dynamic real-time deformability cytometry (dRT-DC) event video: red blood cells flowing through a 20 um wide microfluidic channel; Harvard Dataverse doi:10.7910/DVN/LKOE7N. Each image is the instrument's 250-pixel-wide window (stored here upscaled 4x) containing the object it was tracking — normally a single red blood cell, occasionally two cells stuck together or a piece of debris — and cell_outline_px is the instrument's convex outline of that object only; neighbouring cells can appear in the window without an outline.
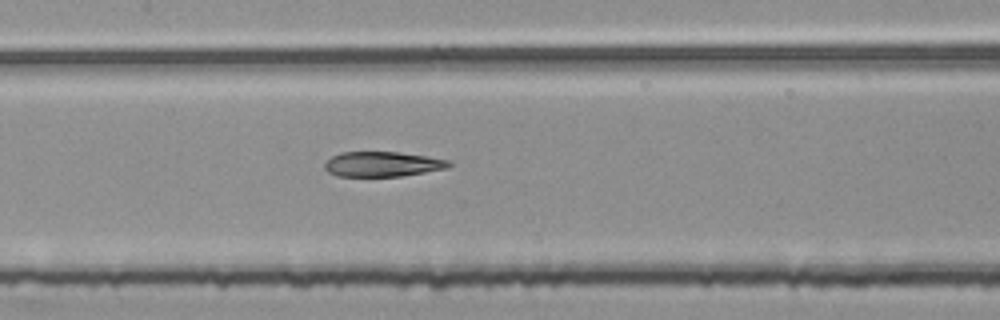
{"species": "common noctule bat (a hibernating species)", "species_latin": "Nyctalus noctula", "temperature_condition": "room temperature", "stored_images_in_passage": 51, "segment_of_instrument_passage": [2, 2], "camera_frame_rate_fps": 3000, "um_per_image_px": 0.085, "animal": {"sex": "female", "body_mass_g": 25.1}, "frame": {"image": 1, "passage_image": 26, "time_ms": 8.333, "image_size_px": [1000, 320], "cell_outline_px": [[452, 164], [448, 168], [400, 176], [336, 176], [328, 172], [324, 168], [324, 164], [332, 156], [340, 152], [396, 152], [452, 160]], "centroid_in_image_um": [32.51, 13.95], "position_along_channel_um": 174.9, "area_um2": 18.03}}
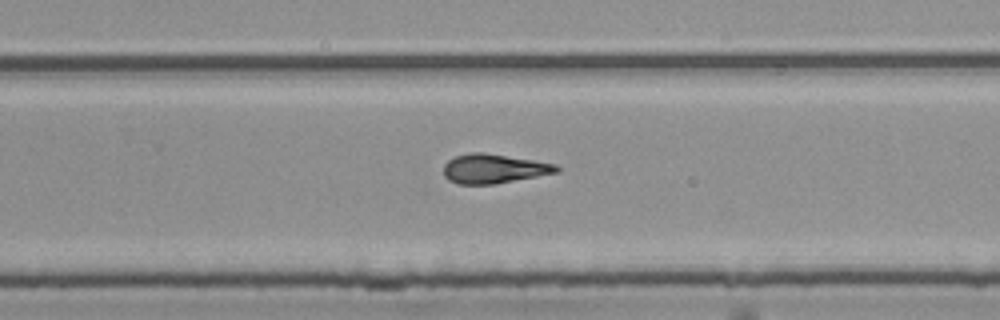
{"frame": {"image": 2, "passage_image": 35, "time_ms": 11.333, "image_size_px": [1000, 320], "cell_outline_px": [[560, 172], [496, 184], [456, 184], [448, 180], [444, 176], [444, 164], [448, 160], [456, 156], [472, 152], [484, 152], [556, 164], [560, 168]], "centroid_in_image_um": [41.97, 14.35], "position_along_channel_um": 287.8, "area_um2": 19.36}}
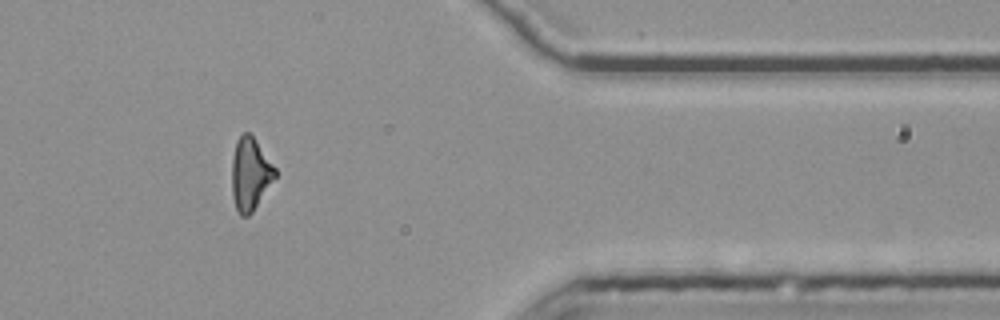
{"frame": {"image": 3, "passage_image": 45, "time_ms": 14.667, "image_size_px": [1000, 320], "cell_outline_px": [[276, 176], [252, 212], [248, 216], [240, 216], [236, 208], [232, 196], [232, 160], [236, 140], [244, 132], [248, 132], [252, 136], [276, 168]], "centroid_in_image_um": [21.25, 14.8], "position_along_channel_um": 390.1, "area_um2": 18.03}}